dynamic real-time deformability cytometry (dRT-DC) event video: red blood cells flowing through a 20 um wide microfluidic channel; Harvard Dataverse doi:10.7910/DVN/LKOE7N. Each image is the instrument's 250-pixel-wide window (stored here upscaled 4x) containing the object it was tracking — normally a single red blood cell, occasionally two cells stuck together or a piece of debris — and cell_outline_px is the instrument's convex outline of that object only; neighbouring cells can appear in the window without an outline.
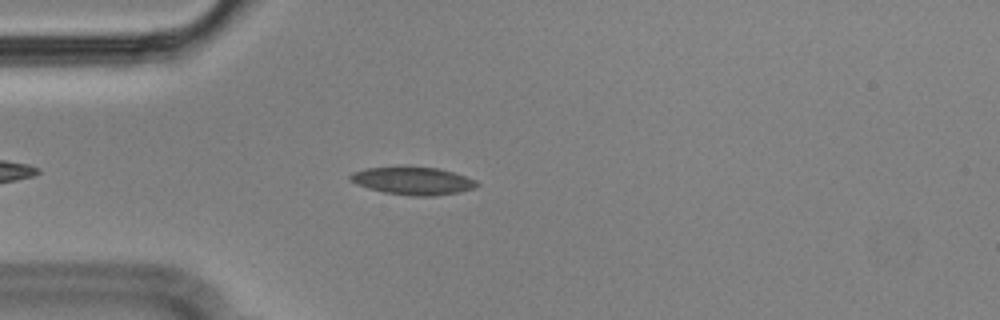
{"species": "Egyptian fruit bat (a non-hibernating species)", "species_latin": "Rousettus aegyptiacus", "temperature_condition": "cold", "stored_images_in_passage": 48, "segment_of_instrument_passage": [1, 2], "camera_frame_rate_fps": 3000, "um_per_image_px": 0.085, "animal": {"sex": "male"}, "frame": {"image": 1, "passage_image": 7, "time_ms": 2.0, "image_size_px": [1000, 320], "cell_outline_px": [[480, 184], [476, 188], [460, 192], [432, 196], [412, 196], [384, 192], [368, 188], [356, 184], [348, 176], [352, 172], [368, 168], [404, 164], [436, 168], [452, 172], [476, 180]], "centroid_in_image_um": [35.09, 15.34], "position_along_channel_um": 49.9, "area_um2": 20.98}}
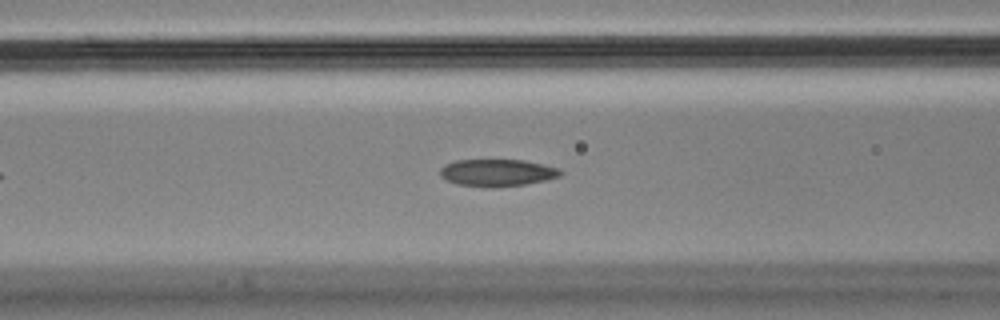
{"frame": {"image": 2, "passage_image": 14, "time_ms": 4.333, "image_size_px": [1000, 320], "cell_outline_px": [[564, 172], [560, 176], [548, 180], [528, 184], [496, 188], [492, 188], [456, 184], [440, 176], [440, 168], [444, 164], [456, 160], [524, 160], [544, 164], [560, 168]], "centroid_in_image_um": [42.31, 14.69], "position_along_channel_um": 124.3, "area_um2": 19.42}}
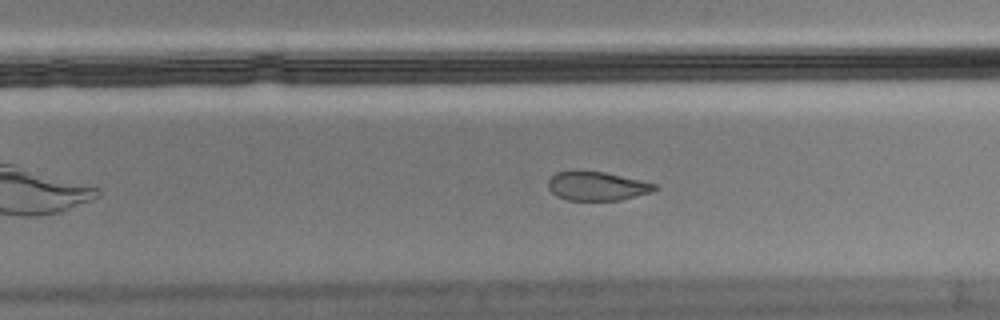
{"frame": {"image": 3, "passage_image": 27, "time_ms": 8.667, "image_size_px": [1000, 320], "cell_outline_px": [[660, 188], [652, 192], [620, 200], [568, 200], [556, 196], [548, 188], [548, 180], [556, 172], [604, 172], [656, 184]], "centroid_in_image_um": [50.76, 15.84], "position_along_channel_um": 279.0, "area_um2": 17.63}}